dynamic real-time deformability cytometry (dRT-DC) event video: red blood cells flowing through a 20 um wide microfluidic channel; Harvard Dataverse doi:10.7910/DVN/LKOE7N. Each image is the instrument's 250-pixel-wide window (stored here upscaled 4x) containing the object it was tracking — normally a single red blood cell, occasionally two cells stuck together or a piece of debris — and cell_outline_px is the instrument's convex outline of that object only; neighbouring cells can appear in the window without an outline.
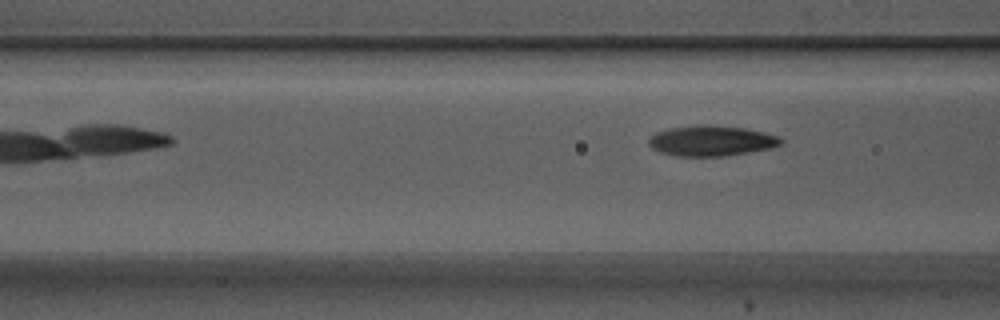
{"species": "Egyptian fruit bat (a non-hibernating species)", "species_latin": "Rousettus aegyptiacus", "temperature_condition": "warm", "stored_images_in_passage": 4, "camera_frame_rate_fps": 3000, "um_per_image_px": 0.085, "animal": {"sex": "male"}, "frame": {"image": 1, "passage_image": 4, "time_ms": 1.0, "image_size_px": [1000, 320], "cell_outline_px": [[784, 140], [780, 144], [772, 148], [724, 156], [676, 156], [660, 152], [652, 148], [648, 144], [648, 140], [656, 132], [668, 128], [696, 124], [712, 124], [748, 128], [764, 132], [776, 136]], "centroid_in_image_um": [60.45, 11.95], "position_along_channel_um": 106.2, "area_um2": 23.7}}